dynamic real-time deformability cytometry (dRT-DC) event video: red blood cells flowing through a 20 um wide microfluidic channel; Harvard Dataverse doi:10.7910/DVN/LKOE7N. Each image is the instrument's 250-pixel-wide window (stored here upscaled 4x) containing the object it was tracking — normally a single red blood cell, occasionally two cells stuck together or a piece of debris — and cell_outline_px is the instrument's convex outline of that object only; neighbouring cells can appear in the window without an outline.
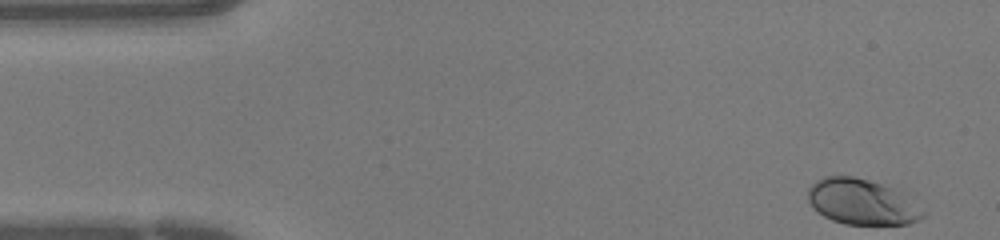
{"species": "human", "species_latin": "Homo sapiens", "temperature_condition": "warm", "stored_images_in_passage": 42, "camera_frame_rate_fps": 3000, "um_per_image_px": 0.085, "donor": {"sex": "female"}, "frame": {"image": 1, "passage_image": 1, "time_ms": 0.0, "image_size_px": [1000, 240], "cell_outline_px": [[928, 212], [920, 220], [908, 224], [844, 224], [832, 220], [824, 216], [812, 208], [808, 200], [808, 188], [816, 180], [824, 176], [852, 176], [868, 180], [892, 188], [900, 192]], "centroid_in_image_um": [73.25, 17.17], "position_along_channel_um": 11.7, "area_um2": 30.58}}
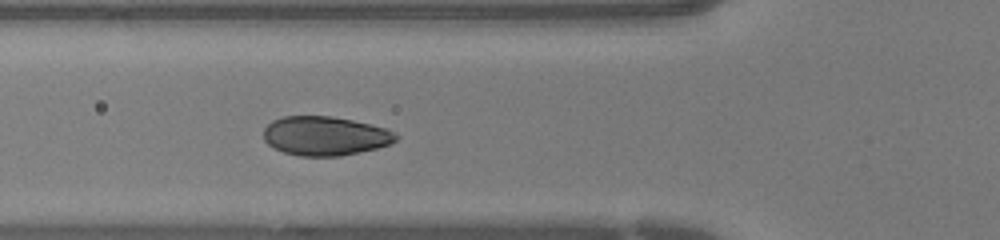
{"frame": {"image": 2, "passage_image": 14, "time_ms": 4.333, "image_size_px": [1000, 240], "cell_outline_px": [[400, 136], [396, 140], [388, 144], [376, 148], [340, 156], [300, 156], [284, 152], [272, 148], [264, 140], [264, 128], [272, 120], [284, 116], [332, 116], [352, 120], [388, 128], [396, 132]], "centroid_in_image_um": [27.63, 11.55], "position_along_channel_um": 98.2, "area_um2": 30.29}}
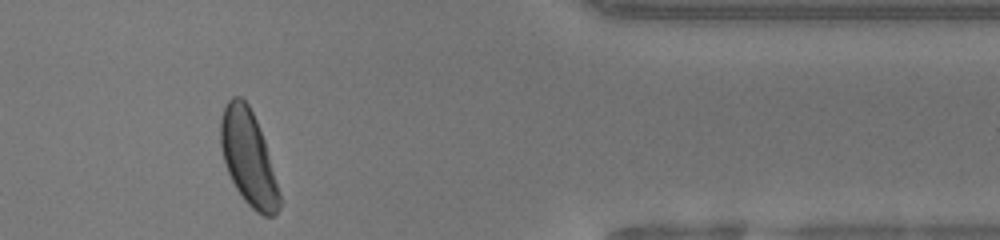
{"frame": {"image": 3, "passage_image": 35, "time_ms": 11.333, "image_size_px": [1000, 240], "cell_outline_px": [[280, 208], [272, 216], [264, 216], [256, 212], [244, 200], [236, 188], [224, 164], [220, 144], [220, 120], [224, 108], [228, 100], [232, 96], [240, 96], [248, 104], [256, 120], [264, 140], [280, 192]], "centroid_in_image_um": [21.1, 13.42], "position_along_channel_um": 390.3, "area_um2": 32.25}}